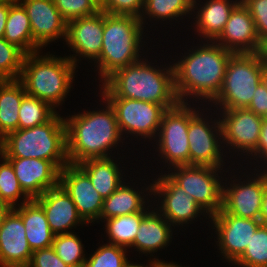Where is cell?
Returning a JSON list of instances; mask_svg holds the SVG:
<instances>
[{
	"mask_svg": "<svg viewBox=\"0 0 267 267\" xmlns=\"http://www.w3.org/2000/svg\"><path fill=\"white\" fill-rule=\"evenodd\" d=\"M152 178V205L180 232V235L187 238L186 228L190 227L192 230L191 227L195 223L198 226V222H200V226L206 223L204 228L206 226L210 228L211 216L165 172L154 174Z\"/></svg>",
	"mask_w": 267,
	"mask_h": 267,
	"instance_id": "obj_11",
	"label": "cell"
},
{
	"mask_svg": "<svg viewBox=\"0 0 267 267\" xmlns=\"http://www.w3.org/2000/svg\"><path fill=\"white\" fill-rule=\"evenodd\" d=\"M79 232L55 235L52 248L69 267H84L88 256Z\"/></svg>",
	"mask_w": 267,
	"mask_h": 267,
	"instance_id": "obj_32",
	"label": "cell"
},
{
	"mask_svg": "<svg viewBox=\"0 0 267 267\" xmlns=\"http://www.w3.org/2000/svg\"><path fill=\"white\" fill-rule=\"evenodd\" d=\"M262 223L260 220L240 218L227 213L223 208L210 217V228L207 240L211 242L219 253L220 260L231 265L244 253L252 235ZM213 235V236H212ZM222 257V258H221Z\"/></svg>",
	"mask_w": 267,
	"mask_h": 267,
	"instance_id": "obj_15",
	"label": "cell"
},
{
	"mask_svg": "<svg viewBox=\"0 0 267 267\" xmlns=\"http://www.w3.org/2000/svg\"><path fill=\"white\" fill-rule=\"evenodd\" d=\"M59 184L71 197L82 220L90 226L99 225L104 199L89 177L77 165L68 164L60 171Z\"/></svg>",
	"mask_w": 267,
	"mask_h": 267,
	"instance_id": "obj_19",
	"label": "cell"
},
{
	"mask_svg": "<svg viewBox=\"0 0 267 267\" xmlns=\"http://www.w3.org/2000/svg\"><path fill=\"white\" fill-rule=\"evenodd\" d=\"M25 55L16 45L0 38V80L19 79Z\"/></svg>",
	"mask_w": 267,
	"mask_h": 267,
	"instance_id": "obj_37",
	"label": "cell"
},
{
	"mask_svg": "<svg viewBox=\"0 0 267 267\" xmlns=\"http://www.w3.org/2000/svg\"><path fill=\"white\" fill-rule=\"evenodd\" d=\"M266 77L267 60L263 52L233 54L220 92L209 106L215 110L247 108Z\"/></svg>",
	"mask_w": 267,
	"mask_h": 267,
	"instance_id": "obj_8",
	"label": "cell"
},
{
	"mask_svg": "<svg viewBox=\"0 0 267 267\" xmlns=\"http://www.w3.org/2000/svg\"><path fill=\"white\" fill-rule=\"evenodd\" d=\"M57 111L47 102L26 95L19 108L18 129L32 128L49 121Z\"/></svg>",
	"mask_w": 267,
	"mask_h": 267,
	"instance_id": "obj_34",
	"label": "cell"
},
{
	"mask_svg": "<svg viewBox=\"0 0 267 267\" xmlns=\"http://www.w3.org/2000/svg\"><path fill=\"white\" fill-rule=\"evenodd\" d=\"M257 172L267 174V151L251 166Z\"/></svg>",
	"mask_w": 267,
	"mask_h": 267,
	"instance_id": "obj_45",
	"label": "cell"
},
{
	"mask_svg": "<svg viewBox=\"0 0 267 267\" xmlns=\"http://www.w3.org/2000/svg\"><path fill=\"white\" fill-rule=\"evenodd\" d=\"M231 266L267 267V225L258 227L244 253Z\"/></svg>",
	"mask_w": 267,
	"mask_h": 267,
	"instance_id": "obj_35",
	"label": "cell"
},
{
	"mask_svg": "<svg viewBox=\"0 0 267 267\" xmlns=\"http://www.w3.org/2000/svg\"><path fill=\"white\" fill-rule=\"evenodd\" d=\"M147 213L138 212L103 220L99 224L103 226L100 228L103 230L101 231V238L104 237L101 240L128 249L133 244L141 220Z\"/></svg>",
	"mask_w": 267,
	"mask_h": 267,
	"instance_id": "obj_31",
	"label": "cell"
},
{
	"mask_svg": "<svg viewBox=\"0 0 267 267\" xmlns=\"http://www.w3.org/2000/svg\"><path fill=\"white\" fill-rule=\"evenodd\" d=\"M5 157L3 144L0 142V161Z\"/></svg>",
	"mask_w": 267,
	"mask_h": 267,
	"instance_id": "obj_51",
	"label": "cell"
},
{
	"mask_svg": "<svg viewBox=\"0 0 267 267\" xmlns=\"http://www.w3.org/2000/svg\"><path fill=\"white\" fill-rule=\"evenodd\" d=\"M103 43V11L97 14L70 20L67 22V36L64 45L70 53L66 55L75 66L84 69L90 66L100 55ZM85 62H83V61ZM87 62V63H86ZM81 65V67L79 66Z\"/></svg>",
	"mask_w": 267,
	"mask_h": 267,
	"instance_id": "obj_17",
	"label": "cell"
},
{
	"mask_svg": "<svg viewBox=\"0 0 267 267\" xmlns=\"http://www.w3.org/2000/svg\"><path fill=\"white\" fill-rule=\"evenodd\" d=\"M240 2L241 0H200L192 9L187 35L192 32V39L215 41L222 33L231 12Z\"/></svg>",
	"mask_w": 267,
	"mask_h": 267,
	"instance_id": "obj_24",
	"label": "cell"
},
{
	"mask_svg": "<svg viewBox=\"0 0 267 267\" xmlns=\"http://www.w3.org/2000/svg\"><path fill=\"white\" fill-rule=\"evenodd\" d=\"M215 42L234 54L264 52L254 20L242 2L233 9Z\"/></svg>",
	"mask_w": 267,
	"mask_h": 267,
	"instance_id": "obj_23",
	"label": "cell"
},
{
	"mask_svg": "<svg viewBox=\"0 0 267 267\" xmlns=\"http://www.w3.org/2000/svg\"><path fill=\"white\" fill-rule=\"evenodd\" d=\"M247 109L256 115L264 116L267 112V77L257 86L252 101Z\"/></svg>",
	"mask_w": 267,
	"mask_h": 267,
	"instance_id": "obj_42",
	"label": "cell"
},
{
	"mask_svg": "<svg viewBox=\"0 0 267 267\" xmlns=\"http://www.w3.org/2000/svg\"><path fill=\"white\" fill-rule=\"evenodd\" d=\"M169 36L173 35H168L166 41L161 40L164 44L157 43L159 53L153 48L139 61L115 71L101 85L93 88L94 91L97 89L103 97H121L157 103L166 110L175 107L179 100L175 92L173 64L167 52L170 50L169 45L173 44L172 37L171 40H167ZM164 45H166L165 53L164 49L161 50L162 47L165 48Z\"/></svg>",
	"mask_w": 267,
	"mask_h": 267,
	"instance_id": "obj_3",
	"label": "cell"
},
{
	"mask_svg": "<svg viewBox=\"0 0 267 267\" xmlns=\"http://www.w3.org/2000/svg\"><path fill=\"white\" fill-rule=\"evenodd\" d=\"M180 260L177 262L176 260L175 261H160V262H156V265L155 267H189V266H185L184 263H183V266H182V262L179 263ZM191 267V266H190Z\"/></svg>",
	"mask_w": 267,
	"mask_h": 267,
	"instance_id": "obj_49",
	"label": "cell"
},
{
	"mask_svg": "<svg viewBox=\"0 0 267 267\" xmlns=\"http://www.w3.org/2000/svg\"><path fill=\"white\" fill-rule=\"evenodd\" d=\"M100 11L112 15L141 17L144 0H100Z\"/></svg>",
	"mask_w": 267,
	"mask_h": 267,
	"instance_id": "obj_39",
	"label": "cell"
},
{
	"mask_svg": "<svg viewBox=\"0 0 267 267\" xmlns=\"http://www.w3.org/2000/svg\"><path fill=\"white\" fill-rule=\"evenodd\" d=\"M191 16H192V10L184 3L183 0H144V7L140 17V21L142 22L143 26L148 31V33H150L154 39L156 40L158 39V41L161 42L160 37H163L162 39L164 40V38L172 32L173 35L175 33V36L178 35L180 36L181 34H183V32L187 34V29H188L187 26H189L190 23L189 21L191 20ZM180 22H182L183 24ZM162 26L164 28L166 27L165 30ZM167 28H169L168 31L166 30ZM177 29H179V31L182 33H179ZM180 29H182L183 31H181ZM160 33L162 36L159 35ZM154 34H156L158 38H155L156 35Z\"/></svg>",
	"mask_w": 267,
	"mask_h": 267,
	"instance_id": "obj_20",
	"label": "cell"
},
{
	"mask_svg": "<svg viewBox=\"0 0 267 267\" xmlns=\"http://www.w3.org/2000/svg\"><path fill=\"white\" fill-rule=\"evenodd\" d=\"M183 1L192 10L200 0H183Z\"/></svg>",
	"mask_w": 267,
	"mask_h": 267,
	"instance_id": "obj_50",
	"label": "cell"
},
{
	"mask_svg": "<svg viewBox=\"0 0 267 267\" xmlns=\"http://www.w3.org/2000/svg\"><path fill=\"white\" fill-rule=\"evenodd\" d=\"M12 165L18 182L30 199H36L59 185L60 169L49 160L37 158H6Z\"/></svg>",
	"mask_w": 267,
	"mask_h": 267,
	"instance_id": "obj_25",
	"label": "cell"
},
{
	"mask_svg": "<svg viewBox=\"0 0 267 267\" xmlns=\"http://www.w3.org/2000/svg\"><path fill=\"white\" fill-rule=\"evenodd\" d=\"M100 242L97 243L98 248L96 247V250L88 251L89 254L84 267H125L128 262L134 259L130 258V252L127 248L109 244L103 240Z\"/></svg>",
	"mask_w": 267,
	"mask_h": 267,
	"instance_id": "obj_33",
	"label": "cell"
},
{
	"mask_svg": "<svg viewBox=\"0 0 267 267\" xmlns=\"http://www.w3.org/2000/svg\"><path fill=\"white\" fill-rule=\"evenodd\" d=\"M137 261L134 262V260L128 262V264L125 267H155L156 263L150 260H145L143 262H139L138 259L136 257H134ZM147 261V262H146ZM146 262V265H145ZM144 263V264H143Z\"/></svg>",
	"mask_w": 267,
	"mask_h": 267,
	"instance_id": "obj_47",
	"label": "cell"
},
{
	"mask_svg": "<svg viewBox=\"0 0 267 267\" xmlns=\"http://www.w3.org/2000/svg\"><path fill=\"white\" fill-rule=\"evenodd\" d=\"M62 17L68 22L82 17H89L100 11L97 0H53Z\"/></svg>",
	"mask_w": 267,
	"mask_h": 267,
	"instance_id": "obj_38",
	"label": "cell"
},
{
	"mask_svg": "<svg viewBox=\"0 0 267 267\" xmlns=\"http://www.w3.org/2000/svg\"><path fill=\"white\" fill-rule=\"evenodd\" d=\"M263 119L267 120V112H266V114L263 116Z\"/></svg>",
	"mask_w": 267,
	"mask_h": 267,
	"instance_id": "obj_54",
	"label": "cell"
},
{
	"mask_svg": "<svg viewBox=\"0 0 267 267\" xmlns=\"http://www.w3.org/2000/svg\"><path fill=\"white\" fill-rule=\"evenodd\" d=\"M44 51L25 55L19 80L27 95L45 101L63 113V105L74 91L80 68L63 53Z\"/></svg>",
	"mask_w": 267,
	"mask_h": 267,
	"instance_id": "obj_5",
	"label": "cell"
},
{
	"mask_svg": "<svg viewBox=\"0 0 267 267\" xmlns=\"http://www.w3.org/2000/svg\"><path fill=\"white\" fill-rule=\"evenodd\" d=\"M189 37L175 39L174 35L176 42L173 43L175 46L178 43L179 45L170 46L173 49L170 48L169 53H174L170 58L174 70L175 92L179 102L209 105L220 92L226 67L234 53L215 41H195ZM178 38L186 40L181 44ZM188 43L190 44L187 45Z\"/></svg>",
	"mask_w": 267,
	"mask_h": 267,
	"instance_id": "obj_1",
	"label": "cell"
},
{
	"mask_svg": "<svg viewBox=\"0 0 267 267\" xmlns=\"http://www.w3.org/2000/svg\"><path fill=\"white\" fill-rule=\"evenodd\" d=\"M14 209L22 217L26 239L32 251L52 246L55 234L49 227L44 209L35 199Z\"/></svg>",
	"mask_w": 267,
	"mask_h": 267,
	"instance_id": "obj_28",
	"label": "cell"
},
{
	"mask_svg": "<svg viewBox=\"0 0 267 267\" xmlns=\"http://www.w3.org/2000/svg\"><path fill=\"white\" fill-rule=\"evenodd\" d=\"M25 231L22 217L12 208L0 225V267L29 264L33 251Z\"/></svg>",
	"mask_w": 267,
	"mask_h": 267,
	"instance_id": "obj_27",
	"label": "cell"
},
{
	"mask_svg": "<svg viewBox=\"0 0 267 267\" xmlns=\"http://www.w3.org/2000/svg\"><path fill=\"white\" fill-rule=\"evenodd\" d=\"M223 146L235 165H240L258 146L263 117L247 108L217 110Z\"/></svg>",
	"mask_w": 267,
	"mask_h": 267,
	"instance_id": "obj_14",
	"label": "cell"
},
{
	"mask_svg": "<svg viewBox=\"0 0 267 267\" xmlns=\"http://www.w3.org/2000/svg\"><path fill=\"white\" fill-rule=\"evenodd\" d=\"M9 13V0H0V38L4 36Z\"/></svg>",
	"mask_w": 267,
	"mask_h": 267,
	"instance_id": "obj_44",
	"label": "cell"
},
{
	"mask_svg": "<svg viewBox=\"0 0 267 267\" xmlns=\"http://www.w3.org/2000/svg\"><path fill=\"white\" fill-rule=\"evenodd\" d=\"M228 169L208 165H177L165 173L212 216L223 208V183Z\"/></svg>",
	"mask_w": 267,
	"mask_h": 267,
	"instance_id": "obj_13",
	"label": "cell"
},
{
	"mask_svg": "<svg viewBox=\"0 0 267 267\" xmlns=\"http://www.w3.org/2000/svg\"><path fill=\"white\" fill-rule=\"evenodd\" d=\"M104 98L110 103L115 111L118 127L124 140L128 145L130 144V147L133 146L132 148L134 151L136 149L141 156L139 157L140 159L147 156V154L145 155L146 152L142 150H145V148L156 138L162 116L166 109L157 103L129 98Z\"/></svg>",
	"mask_w": 267,
	"mask_h": 267,
	"instance_id": "obj_10",
	"label": "cell"
},
{
	"mask_svg": "<svg viewBox=\"0 0 267 267\" xmlns=\"http://www.w3.org/2000/svg\"><path fill=\"white\" fill-rule=\"evenodd\" d=\"M95 92H92L94 93L92 101L96 102L97 107L92 103L94 108L85 107L87 108L85 110L80 107L78 112L73 110V114L71 111L70 114L65 113L69 164L77 165L88 159L135 153L120 133L113 107L97 90Z\"/></svg>",
	"mask_w": 267,
	"mask_h": 267,
	"instance_id": "obj_2",
	"label": "cell"
},
{
	"mask_svg": "<svg viewBox=\"0 0 267 267\" xmlns=\"http://www.w3.org/2000/svg\"><path fill=\"white\" fill-rule=\"evenodd\" d=\"M137 155V159L134 154L122 156L117 155L109 158L88 159L77 164V166L89 177L93 187L101 195V197L106 199L127 178H129L133 172H135L136 169L131 165H134V160L136 162L138 161L137 163L140 164V159L138 160L140 156L138 153ZM131 156L134 157V160ZM124 160L126 162H124ZM128 166H130V168Z\"/></svg>",
	"mask_w": 267,
	"mask_h": 267,
	"instance_id": "obj_22",
	"label": "cell"
},
{
	"mask_svg": "<svg viewBox=\"0 0 267 267\" xmlns=\"http://www.w3.org/2000/svg\"><path fill=\"white\" fill-rule=\"evenodd\" d=\"M60 113L42 125L8 133L0 140L5 158L49 160L60 170L68 165L65 114Z\"/></svg>",
	"mask_w": 267,
	"mask_h": 267,
	"instance_id": "obj_6",
	"label": "cell"
},
{
	"mask_svg": "<svg viewBox=\"0 0 267 267\" xmlns=\"http://www.w3.org/2000/svg\"><path fill=\"white\" fill-rule=\"evenodd\" d=\"M260 222L263 225H267V183L262 197V204L260 210Z\"/></svg>",
	"mask_w": 267,
	"mask_h": 267,
	"instance_id": "obj_46",
	"label": "cell"
},
{
	"mask_svg": "<svg viewBox=\"0 0 267 267\" xmlns=\"http://www.w3.org/2000/svg\"><path fill=\"white\" fill-rule=\"evenodd\" d=\"M178 235L179 232L153 207L141 220L134 242L128 250L132 252L131 255L135 252L134 256L139 257L140 260L144 255L145 258L147 257L146 260L155 263L166 261L159 255L163 250H170L169 247L174 244V240H178L174 237L181 238Z\"/></svg>",
	"mask_w": 267,
	"mask_h": 267,
	"instance_id": "obj_18",
	"label": "cell"
},
{
	"mask_svg": "<svg viewBox=\"0 0 267 267\" xmlns=\"http://www.w3.org/2000/svg\"><path fill=\"white\" fill-rule=\"evenodd\" d=\"M29 267H69L58 257L52 246L34 250Z\"/></svg>",
	"mask_w": 267,
	"mask_h": 267,
	"instance_id": "obj_41",
	"label": "cell"
},
{
	"mask_svg": "<svg viewBox=\"0 0 267 267\" xmlns=\"http://www.w3.org/2000/svg\"><path fill=\"white\" fill-rule=\"evenodd\" d=\"M140 165L141 164L138 165L135 163L134 167L136 166L135 168H137V170H135V172H133V174L112 194L104 199L102 211L100 213V223L112 217L138 212H149L153 208V178L150 176L149 172Z\"/></svg>",
	"mask_w": 267,
	"mask_h": 267,
	"instance_id": "obj_16",
	"label": "cell"
},
{
	"mask_svg": "<svg viewBox=\"0 0 267 267\" xmlns=\"http://www.w3.org/2000/svg\"><path fill=\"white\" fill-rule=\"evenodd\" d=\"M266 183V173L234 165L224 178L223 209L236 217L259 220Z\"/></svg>",
	"mask_w": 267,
	"mask_h": 267,
	"instance_id": "obj_12",
	"label": "cell"
},
{
	"mask_svg": "<svg viewBox=\"0 0 267 267\" xmlns=\"http://www.w3.org/2000/svg\"><path fill=\"white\" fill-rule=\"evenodd\" d=\"M151 36L143 26L140 18L103 12L101 53L90 64L93 71L88 68H85V71L94 72L95 74L90 75L91 78L93 77L92 75H95L93 77L95 85H101L115 71L139 61L153 48L156 47L155 49L158 51V41H155L156 39L151 38Z\"/></svg>",
	"mask_w": 267,
	"mask_h": 267,
	"instance_id": "obj_4",
	"label": "cell"
},
{
	"mask_svg": "<svg viewBox=\"0 0 267 267\" xmlns=\"http://www.w3.org/2000/svg\"><path fill=\"white\" fill-rule=\"evenodd\" d=\"M264 55H265V58L267 60V44L264 46Z\"/></svg>",
	"mask_w": 267,
	"mask_h": 267,
	"instance_id": "obj_52",
	"label": "cell"
},
{
	"mask_svg": "<svg viewBox=\"0 0 267 267\" xmlns=\"http://www.w3.org/2000/svg\"><path fill=\"white\" fill-rule=\"evenodd\" d=\"M3 38L16 45L25 54H33L43 50L33 40L27 11L18 0H9V13Z\"/></svg>",
	"mask_w": 267,
	"mask_h": 267,
	"instance_id": "obj_29",
	"label": "cell"
},
{
	"mask_svg": "<svg viewBox=\"0 0 267 267\" xmlns=\"http://www.w3.org/2000/svg\"><path fill=\"white\" fill-rule=\"evenodd\" d=\"M187 136L189 165H208L217 168H232L235 165L224 149L221 123L214 108L189 103Z\"/></svg>",
	"mask_w": 267,
	"mask_h": 267,
	"instance_id": "obj_9",
	"label": "cell"
},
{
	"mask_svg": "<svg viewBox=\"0 0 267 267\" xmlns=\"http://www.w3.org/2000/svg\"><path fill=\"white\" fill-rule=\"evenodd\" d=\"M11 267H29L28 265H21V266H11Z\"/></svg>",
	"mask_w": 267,
	"mask_h": 267,
	"instance_id": "obj_53",
	"label": "cell"
},
{
	"mask_svg": "<svg viewBox=\"0 0 267 267\" xmlns=\"http://www.w3.org/2000/svg\"><path fill=\"white\" fill-rule=\"evenodd\" d=\"M26 95L19 79L0 80V140L18 130L19 108Z\"/></svg>",
	"mask_w": 267,
	"mask_h": 267,
	"instance_id": "obj_30",
	"label": "cell"
},
{
	"mask_svg": "<svg viewBox=\"0 0 267 267\" xmlns=\"http://www.w3.org/2000/svg\"><path fill=\"white\" fill-rule=\"evenodd\" d=\"M254 20L260 43L267 44V0H241Z\"/></svg>",
	"mask_w": 267,
	"mask_h": 267,
	"instance_id": "obj_40",
	"label": "cell"
},
{
	"mask_svg": "<svg viewBox=\"0 0 267 267\" xmlns=\"http://www.w3.org/2000/svg\"><path fill=\"white\" fill-rule=\"evenodd\" d=\"M26 9L33 40L43 49L60 41L65 43L67 21L56 8L53 0H18Z\"/></svg>",
	"mask_w": 267,
	"mask_h": 267,
	"instance_id": "obj_21",
	"label": "cell"
},
{
	"mask_svg": "<svg viewBox=\"0 0 267 267\" xmlns=\"http://www.w3.org/2000/svg\"><path fill=\"white\" fill-rule=\"evenodd\" d=\"M188 128L189 103L179 102L175 107L167 109L162 116L156 138L145 149L148 156L145 157L146 160L145 158L141 159L144 164L141 160L139 161L142 164L141 167L149 168L147 171L150 170L149 173L154 175L166 172L169 168L177 165H189ZM148 157L151 159L149 160ZM152 162H155L154 165L156 164L157 167L153 166Z\"/></svg>",
	"mask_w": 267,
	"mask_h": 267,
	"instance_id": "obj_7",
	"label": "cell"
},
{
	"mask_svg": "<svg viewBox=\"0 0 267 267\" xmlns=\"http://www.w3.org/2000/svg\"><path fill=\"white\" fill-rule=\"evenodd\" d=\"M35 200L44 209L49 227L55 235L74 233L75 230L89 227L78 215L74 202L60 184Z\"/></svg>",
	"mask_w": 267,
	"mask_h": 267,
	"instance_id": "obj_26",
	"label": "cell"
},
{
	"mask_svg": "<svg viewBox=\"0 0 267 267\" xmlns=\"http://www.w3.org/2000/svg\"><path fill=\"white\" fill-rule=\"evenodd\" d=\"M266 151H267V120L263 119L258 146L240 165L251 167Z\"/></svg>",
	"mask_w": 267,
	"mask_h": 267,
	"instance_id": "obj_43",
	"label": "cell"
},
{
	"mask_svg": "<svg viewBox=\"0 0 267 267\" xmlns=\"http://www.w3.org/2000/svg\"><path fill=\"white\" fill-rule=\"evenodd\" d=\"M12 209L1 197H0V225L6 214Z\"/></svg>",
	"mask_w": 267,
	"mask_h": 267,
	"instance_id": "obj_48",
	"label": "cell"
},
{
	"mask_svg": "<svg viewBox=\"0 0 267 267\" xmlns=\"http://www.w3.org/2000/svg\"><path fill=\"white\" fill-rule=\"evenodd\" d=\"M0 197L12 208L31 200L22 190L11 163L5 157L0 161Z\"/></svg>",
	"mask_w": 267,
	"mask_h": 267,
	"instance_id": "obj_36",
	"label": "cell"
}]
</instances>
